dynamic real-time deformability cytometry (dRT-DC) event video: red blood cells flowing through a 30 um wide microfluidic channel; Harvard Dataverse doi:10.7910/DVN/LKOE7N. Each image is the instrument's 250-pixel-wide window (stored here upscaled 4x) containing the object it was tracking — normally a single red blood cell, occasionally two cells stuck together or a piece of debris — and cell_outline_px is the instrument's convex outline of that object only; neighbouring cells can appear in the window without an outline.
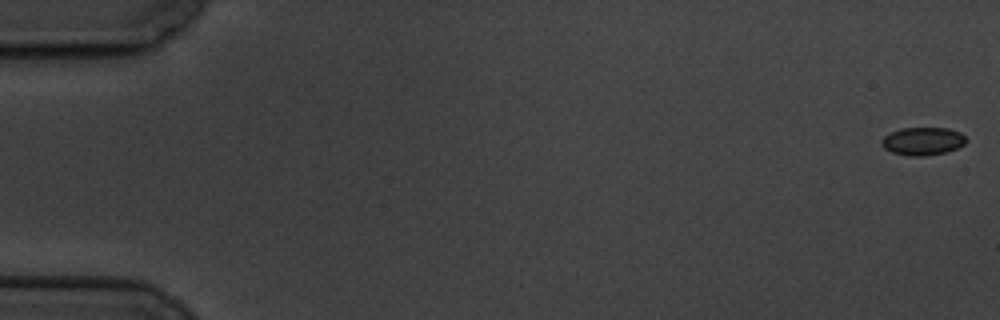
{"species": "common noctule bat (a hibernating species)", "species_latin": "Nyctalus noctula", "temperature_condition": "cold", "stored_images_in_passage": 7, "camera_frame_rate_fps": 3000, "um_per_image_px": 0.085, "animal": {"sex": "male", "body_mass_g": 19.5, "forearm_length_mm": 54.6}, "frame": {"image": 1, "passage_image": 1, "time_ms": 0.0, "image_size_px": [1000, 320], "cell_outline_px": [[968, 140], [964, 144], [948, 152], [924, 156], [908, 156], [892, 152], [884, 148], [880, 144], [880, 140], [884, 136], [900, 128], [948, 128], [960, 132]], "centroid_in_image_um": [78.43, 12.0], "position_along_channel_um": 6.6, "area_um2": 13.87}}
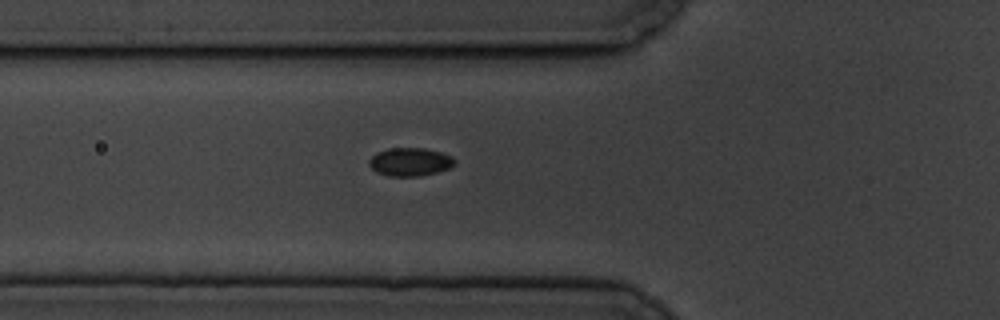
{"frame": {"image": 2, "passage_image": 7, "time_ms": 7.0, "image_size_px": [1000, 320], "cell_outline_px": [[456, 164], [448, 168], [436, 172], [420, 176], [388, 176], [376, 172], [368, 164], [368, 160], [376, 152], [392, 148], [424, 148], [440, 152], [452, 156], [456, 160]], "centroid_in_image_um": [34.85, 13.76], "position_along_channel_um": 91.0, "area_um2": 14.1}}